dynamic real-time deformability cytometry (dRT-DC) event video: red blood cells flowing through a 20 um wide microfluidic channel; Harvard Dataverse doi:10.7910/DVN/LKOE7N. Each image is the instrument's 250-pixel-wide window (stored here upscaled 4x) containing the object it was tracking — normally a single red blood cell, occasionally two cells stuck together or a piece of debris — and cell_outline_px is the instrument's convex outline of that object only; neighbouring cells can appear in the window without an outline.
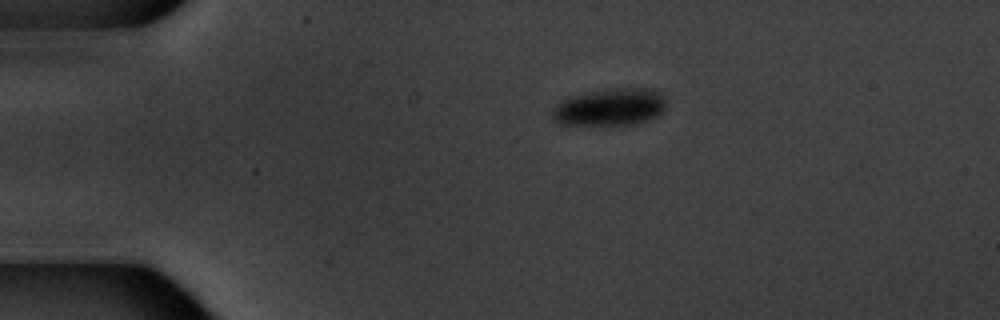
{"species": "common noctule bat (a hibernating species)", "species_latin": "Nyctalus noctula", "temperature_condition": "warm", "stored_images_in_passage": 9, "camera_frame_rate_fps": 3000, "um_per_image_px": 0.085, "animal": {"sex": "male", "body_mass_g": 20.1, "forearm_length_mm": 53.5}, "frame": {"image": 1, "passage_image": 1, "time_ms": 0.0, "image_size_px": [1000, 320], "cell_outline_px": [[664, 108], [656, 116], [648, 120], [636, 124], [560, 124], [552, 120], [552, 108], [560, 100], [572, 96], [616, 88], [656, 88], [660, 92], [664, 100]], "centroid_in_image_um": [51.84, 9.1], "position_along_channel_um": 33.2, "area_um2": 24.45}}
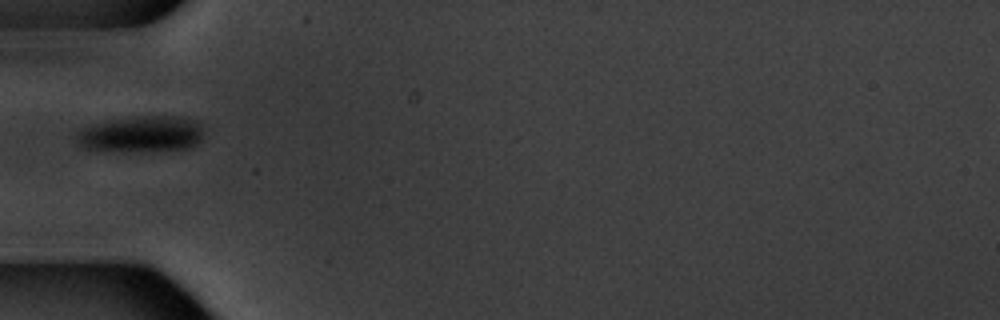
{"frame": {"image": 2, "passage_image": 3, "time_ms": 2.667, "image_size_px": [1000, 320], "cell_outline_px": [[204, 132], [200, 140], [192, 148], [152, 152], [96, 152], [80, 148], [76, 140], [76, 132], [80, 128], [88, 124], [104, 120], [140, 116], [184, 116], [200, 120], [204, 128]], "centroid_in_image_um": [11.97, 11.42], "position_along_channel_um": 73.0, "area_um2": 28.67}}
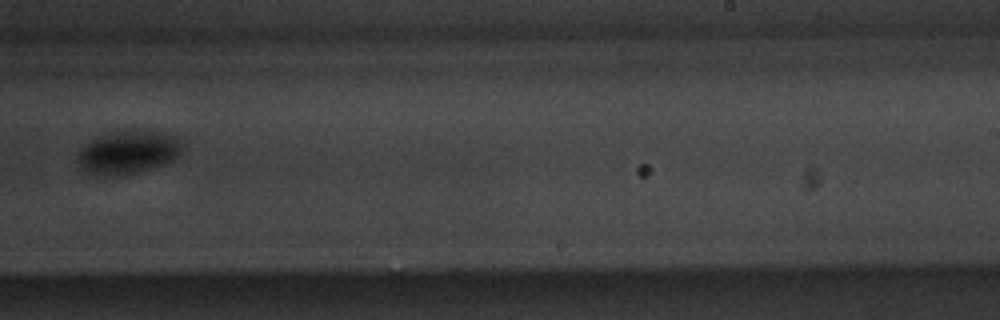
{"frame": {"image": 3, "passage_image": 8, "time_ms": 8.667, "image_size_px": [1000, 320], "cell_outline_px": [[184, 148], [180, 156], [176, 160], [164, 164], [136, 172], [120, 176], [96, 176], [88, 172], [80, 164], [80, 148], [96, 136], [104, 132], [124, 128], [140, 128], [168, 132], [180, 136]], "centroid_in_image_um": [10.99, 12.86], "position_along_channel_um": 278.0, "area_um2": 27.63}}